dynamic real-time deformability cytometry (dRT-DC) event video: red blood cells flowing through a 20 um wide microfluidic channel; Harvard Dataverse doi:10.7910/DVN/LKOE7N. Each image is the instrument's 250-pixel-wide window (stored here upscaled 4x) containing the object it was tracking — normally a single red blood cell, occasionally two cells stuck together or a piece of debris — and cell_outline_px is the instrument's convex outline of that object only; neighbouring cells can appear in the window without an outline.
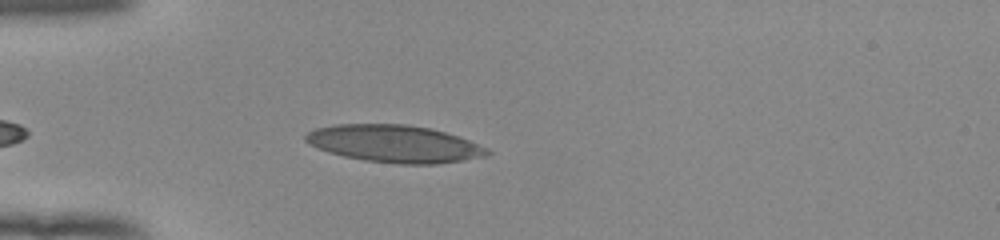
{"species": "human", "species_latin": "Homo sapiens", "temperature_condition": "room temperature", "stored_images_in_passage": 39, "camera_frame_rate_fps": 3000, "um_per_image_px": 0.085, "donor": {"sex": "female"}, "frame": {"image": 1, "passage_image": 5, "time_ms": 1.333, "image_size_px": [1000, 240], "cell_outline_px": [[492, 152], [488, 156], [464, 160], [436, 164], [400, 164], [364, 160], [344, 156], [328, 152], [304, 140], [304, 136], [308, 132], [316, 128], [336, 124], [408, 124], [432, 128], [468, 140], [488, 148]], "centroid_in_image_um": [33.56, 12.22], "position_along_channel_um": 51.4, "area_um2": 39.42}}
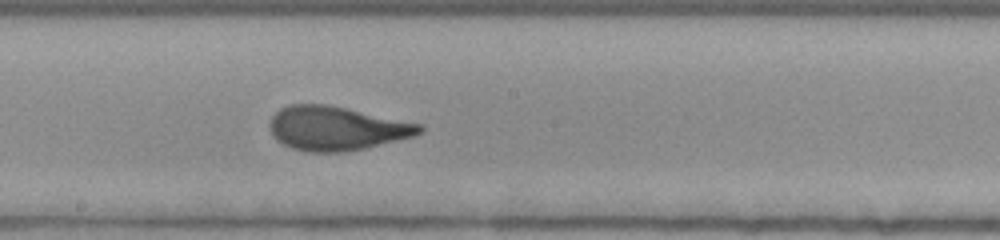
{"frame": {"image": 2, "passage_image": 19, "time_ms": 6.0, "image_size_px": [1000, 240], "cell_outline_px": [[424, 128], [420, 132], [412, 136], [364, 148], [340, 152], [308, 152], [292, 148], [276, 140], [272, 136], [268, 124], [272, 116], [280, 108], [288, 104], [324, 104], [424, 124]], "centroid_in_image_um": [28.55, 10.9], "position_along_channel_um": 219.7, "area_um2": 38.15}}
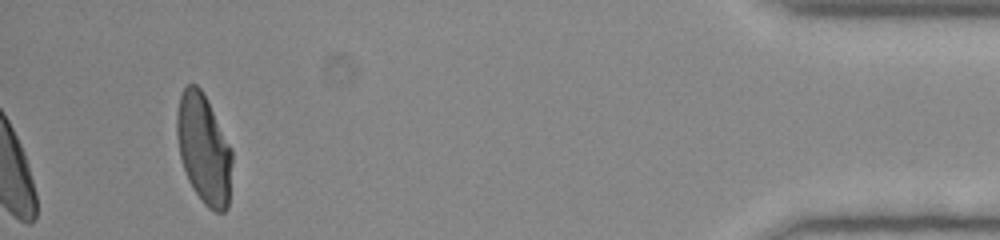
{"frame": {"image": 3, "passage_image": 39, "time_ms": 12.667, "image_size_px": [1000, 240], "cell_outline_px": [[232, 160], [228, 208], [224, 212], [216, 212], [208, 208], [204, 204], [192, 188], [188, 180], [180, 156], [176, 136], [176, 112], [180, 96], [184, 88], [188, 84], [196, 84], [200, 88], [232, 148]], "centroid_in_image_um": [17.31, 12.69], "position_along_channel_um": 417.9, "area_um2": 35.2}, "authors_computed_cell_mechanics": {"area_um2": 37.7434, "velocity_mm_per_s": 3.9296, "shape_relaxation_time_tau1_ms": 6.6012, "shape_relaxation_time_tau2_ms": 0.8902, "deformation_change_tau1": 0.2586, "deformation_change_tau2": 0.068}}